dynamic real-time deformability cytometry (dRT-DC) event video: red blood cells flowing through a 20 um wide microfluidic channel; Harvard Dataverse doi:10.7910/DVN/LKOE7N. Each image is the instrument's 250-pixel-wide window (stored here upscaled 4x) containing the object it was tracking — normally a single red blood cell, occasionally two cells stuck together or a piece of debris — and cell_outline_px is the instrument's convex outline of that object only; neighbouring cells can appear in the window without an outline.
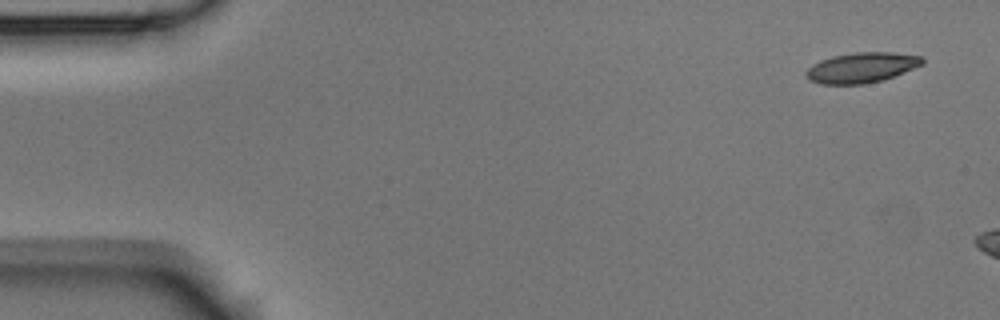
{"species": "Egyptian fruit bat (a non-hibernating species)", "species_latin": "Rousettus aegyptiacus", "temperature_condition": "room temperature", "stored_images_in_passage": 3, "camera_frame_rate_fps": 3000, "um_per_image_px": 0.085, "animal": {"sex": "male"}, "frame": {"image": 1, "passage_image": 1, "time_ms": 0.0, "image_size_px": [1000, 320], "cell_outline_px": [[924, 64], [884, 80], [864, 84], [820, 84], [812, 80], [804, 72], [812, 64], [820, 60], [832, 56], [856, 52], [892, 52], [920, 56], [924, 60]], "centroid_in_image_um": [73.25, 5.74], "position_along_channel_um": 11.8, "area_um2": 20.46}}